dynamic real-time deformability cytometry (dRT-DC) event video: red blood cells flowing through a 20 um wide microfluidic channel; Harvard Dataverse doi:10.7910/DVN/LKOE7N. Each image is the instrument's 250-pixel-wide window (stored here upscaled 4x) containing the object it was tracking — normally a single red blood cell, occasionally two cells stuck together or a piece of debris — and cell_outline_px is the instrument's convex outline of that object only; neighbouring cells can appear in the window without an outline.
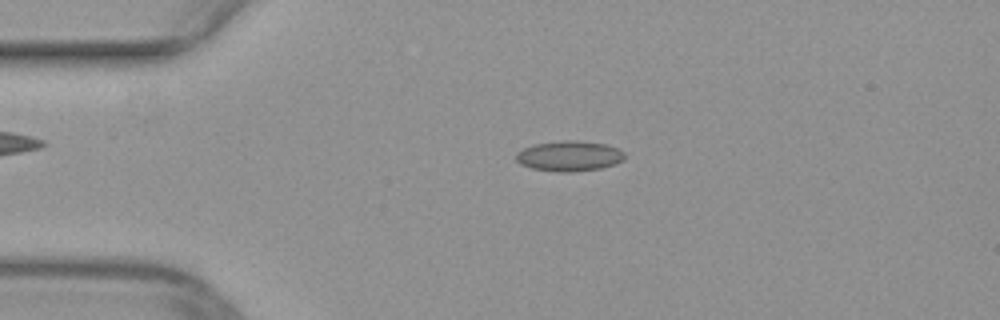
{"species": "common noctule bat (a hibernating species)", "species_latin": "Nyctalus noctula", "temperature_condition": "warm", "stored_images_in_passage": 50, "camera_frame_rate_fps": 3000, "um_per_image_px": 0.085, "animal": {"sex": "female", "body_mass_g": 29.2, "forearm_length_mm": 56.3}, "frame": {"image": 1, "passage_image": 11, "time_ms": 3.333, "image_size_px": [1000, 320], "cell_outline_px": [[624, 160], [616, 164], [600, 168], [572, 172], [556, 172], [532, 168], [520, 164], [516, 160], [516, 152], [524, 148], [536, 144], [564, 140], [576, 140], [604, 144], [616, 148], [624, 152]], "centroid_in_image_um": [48.38, 13.27], "position_along_channel_um": 36.6, "area_um2": 19.13}}
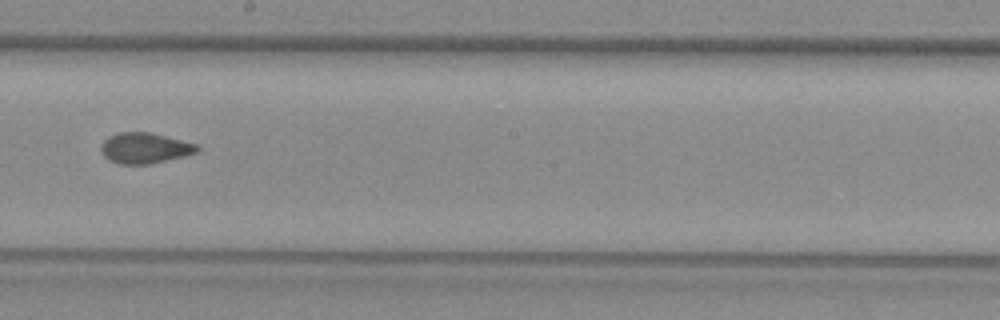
{"frame": {"image": 2, "passage_image": 28, "time_ms": 9.0, "image_size_px": [1000, 320], "cell_outline_px": [[200, 148], [196, 152], [184, 156], [152, 164], [116, 164], [108, 160], [104, 156], [100, 148], [104, 140], [120, 132], [148, 132], [196, 144]], "centroid_in_image_um": [12.28, 12.61], "position_along_channel_um": 235.9, "area_um2": 16.99}}
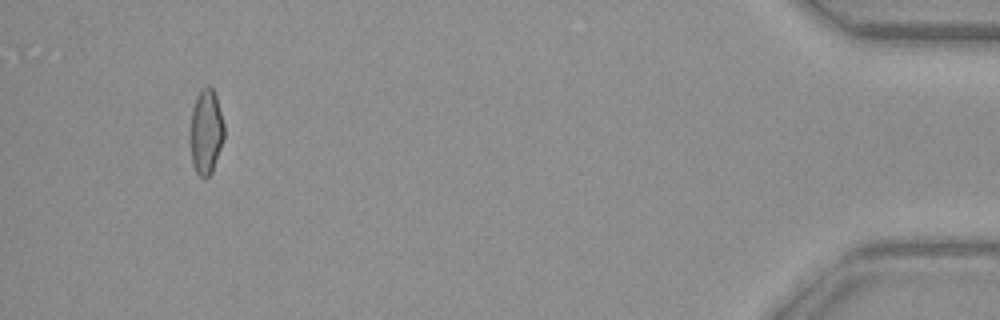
{"frame": {"image": 3, "passage_image": 47, "time_ms": 15.333, "image_size_px": [1000, 320], "cell_outline_px": [[224, 136], [212, 172], [204, 180], [196, 172], [192, 164], [192, 108], [196, 96], [200, 88], [208, 84], [212, 88], [216, 96], [224, 124]], "centroid_in_image_um": [17.53, 11.17], "position_along_channel_um": 417.7, "area_um2": 16.47}}